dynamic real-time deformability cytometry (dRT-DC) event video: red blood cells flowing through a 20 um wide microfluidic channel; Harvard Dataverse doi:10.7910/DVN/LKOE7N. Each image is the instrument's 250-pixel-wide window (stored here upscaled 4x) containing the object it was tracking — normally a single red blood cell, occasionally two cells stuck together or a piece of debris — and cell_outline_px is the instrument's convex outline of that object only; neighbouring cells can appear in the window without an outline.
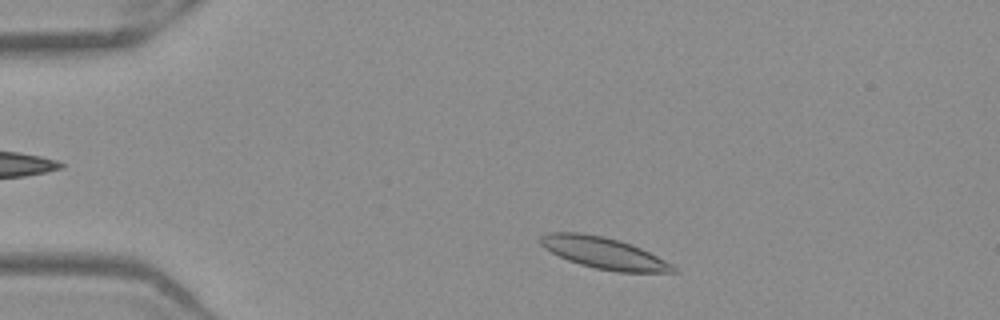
{"species": "Egyptian fruit bat (a non-hibernating species)", "species_latin": "Rousettus aegyptiacus", "temperature_condition": "warm", "stored_images_in_passage": 46, "camera_frame_rate_fps": 3000, "um_per_image_px": 0.085, "frame": {"image": 1, "passage_image": 4, "time_ms": 1.0, "image_size_px": [1000, 320], "cell_outline_px": [[680, 272], [616, 272], [596, 268], [580, 264], [568, 260], [544, 248], [540, 244], [540, 236], [548, 232], [580, 232], [604, 236], [620, 240], [632, 244], [672, 264]], "centroid_in_image_um": [51.31, 21.49], "position_along_channel_um": 33.7, "area_um2": 24.28}}
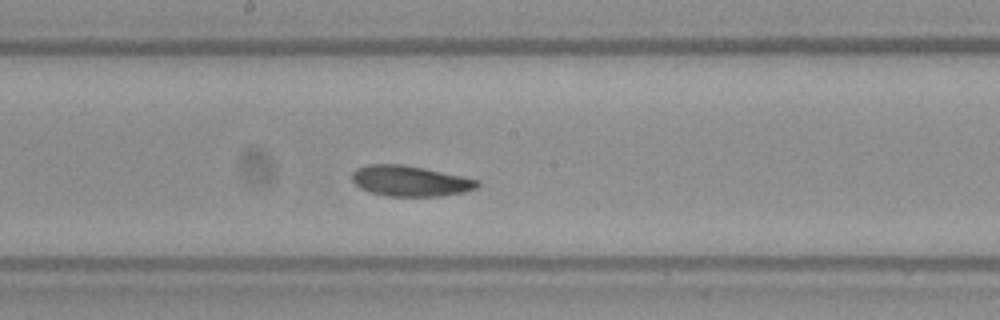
{"frame": {"image": 2, "passage_image": 22, "time_ms": 7.0, "image_size_px": [1000, 320], "cell_outline_px": [[480, 184], [476, 188], [464, 192], [444, 196], [388, 196], [368, 192], [360, 188], [352, 180], [352, 172], [356, 168], [368, 164], [400, 164], [424, 168], [464, 176], [480, 180]], "centroid_in_image_um": [34.87, 15.38], "position_along_channel_um": 213.3, "area_um2": 22.54}}
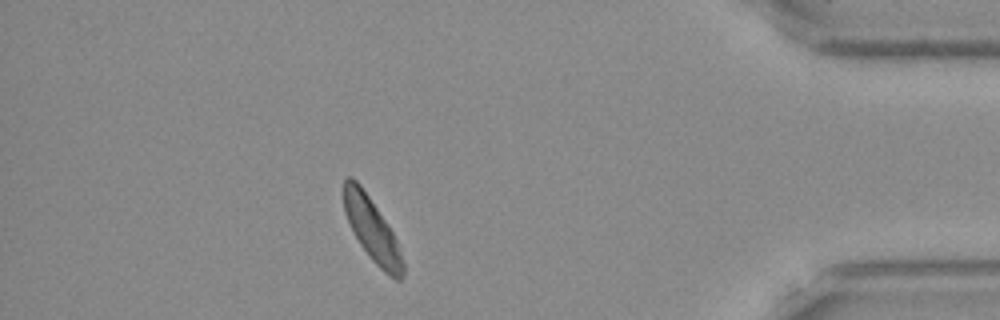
{"frame": {"image": 3, "passage_image": 40, "time_ms": 13.0, "image_size_px": [1000, 320], "cell_outline_px": [[404, 276], [400, 280], [396, 280], [384, 272], [368, 256], [360, 244], [344, 212], [344, 180], [348, 176], [352, 176], [360, 184], [388, 224], [396, 240], [404, 264]], "centroid_in_image_um": [31.63, 19.53], "position_along_channel_um": 403.6, "area_um2": 21.5}, "authors_computed_cell_mechanics": {"area_um2": 22.6576, "velocity_mm_per_s": 3.8695, "shape_relaxation_time_tau1_ms": 3.5965, "shape_relaxation_time_tau2_ms": 2.2373, "deformation_change_tau1": 0.0926, "deformation_change_tau2": 0.0757}}